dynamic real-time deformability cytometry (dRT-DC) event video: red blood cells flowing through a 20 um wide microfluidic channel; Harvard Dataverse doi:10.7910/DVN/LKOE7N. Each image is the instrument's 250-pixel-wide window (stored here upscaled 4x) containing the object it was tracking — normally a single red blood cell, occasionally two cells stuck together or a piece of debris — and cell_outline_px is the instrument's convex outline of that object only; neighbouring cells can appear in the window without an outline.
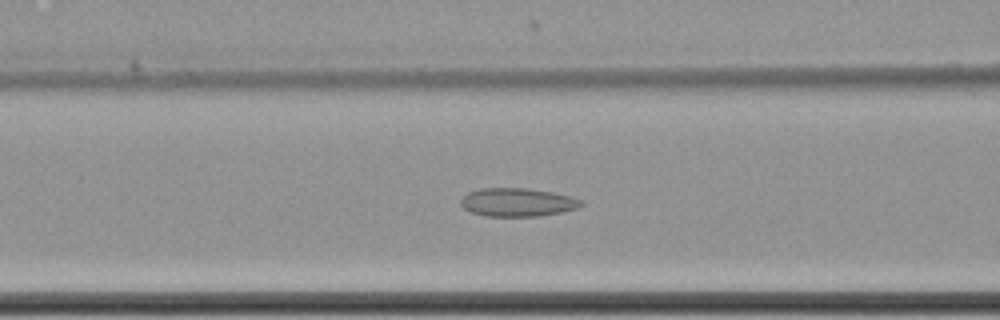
{"species": "common noctule bat (a hibernating species)", "species_latin": "Nyctalus noctula", "temperature_condition": "cold", "stored_images_in_passage": 50, "camera_frame_rate_fps": 3000, "um_per_image_px": 0.085, "animal": {"sex": "female", "body_mass_g": 22.7, "forearm_length_mm": 54.2}, "frame": {"image": 1, "passage_image": 17, "time_ms": 5.333, "image_size_px": [1000, 320], "cell_outline_px": [[584, 204], [580, 208], [540, 216], [484, 216], [472, 212], [464, 208], [460, 204], [460, 200], [468, 192], [480, 188], [528, 188], [552, 192], [568, 196], [580, 200]], "centroid_in_image_um": [43.97, 17.19], "position_along_channel_um": 122.6, "area_um2": 19.88}}
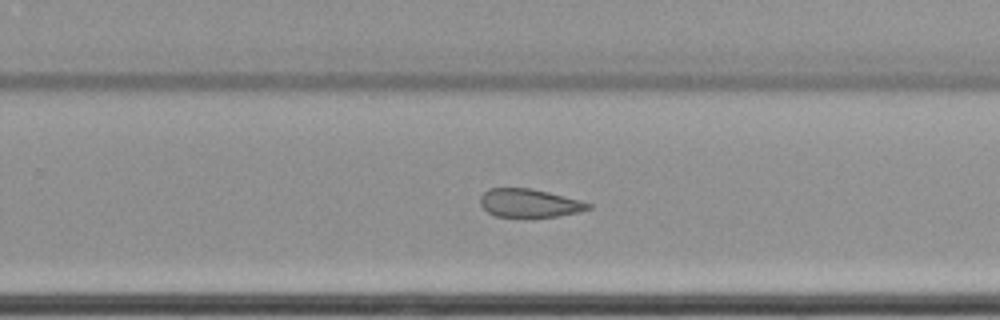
{"frame": {"image": 2, "passage_image": 31, "time_ms": 10.0, "image_size_px": [1000, 320], "cell_outline_px": [[592, 208], [580, 212], [560, 216], [528, 220], [496, 216], [488, 212], [480, 204], [480, 196], [488, 188], [532, 188], [580, 200], [592, 204]], "centroid_in_image_um": [45.0, 17.31], "position_along_channel_um": 284.8, "area_um2": 18.67}}
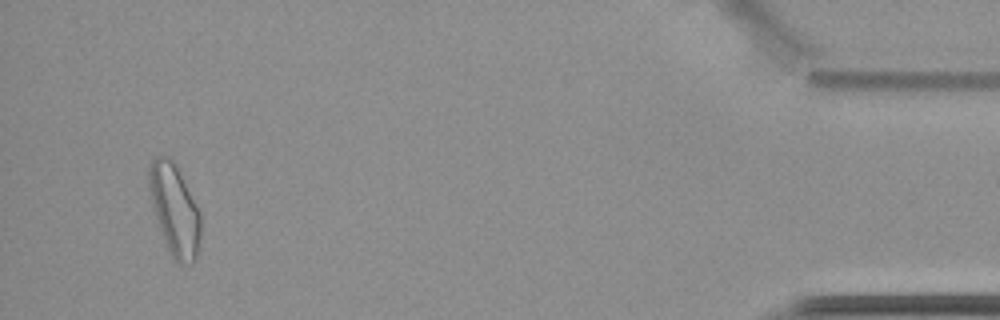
{"frame": {"image": 3, "passage_image": 49, "time_ms": 16.0, "image_size_px": [1000, 320], "cell_outline_px": [[200, 244], [196, 260], [192, 264], [176, 264], [160, 232], [152, 204], [148, 184], [148, 168], [152, 160], [156, 156], [168, 156], [176, 164], [200, 212]], "centroid_in_image_um": [14.84, 17.86], "position_along_channel_um": 420.4, "area_um2": 27.57}}